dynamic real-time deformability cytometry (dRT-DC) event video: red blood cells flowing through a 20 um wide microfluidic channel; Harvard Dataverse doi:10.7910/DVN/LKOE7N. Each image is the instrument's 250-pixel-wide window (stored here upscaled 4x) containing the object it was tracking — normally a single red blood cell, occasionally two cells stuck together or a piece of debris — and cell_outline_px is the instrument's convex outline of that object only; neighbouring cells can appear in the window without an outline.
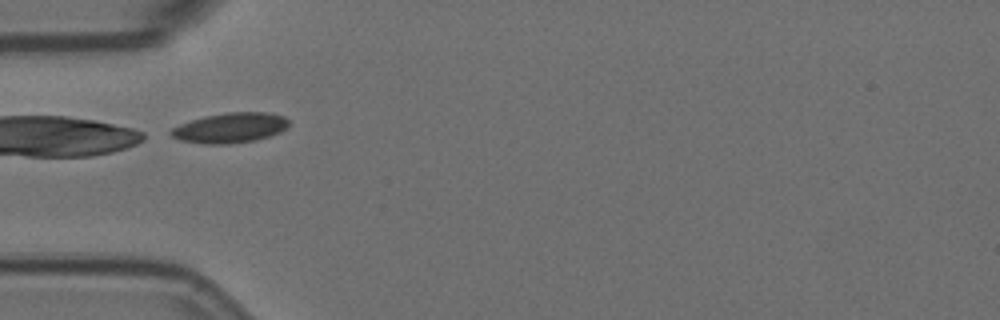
{"species": "Egyptian fruit bat (a non-hibernating species)", "species_latin": "Rousettus aegyptiacus", "temperature_condition": "room temperature", "stored_images_in_passage": 10, "camera_frame_rate_fps": 3000, "um_per_image_px": 0.085, "animal": {"sex": "female"}, "frame": {"image": 1, "passage_image": 5, "time_ms": 1.333, "image_size_px": [1000, 320], "cell_outline_px": [[288, 124], [280, 132], [256, 140], [228, 144], [208, 144], [180, 140], [172, 136], [168, 132], [172, 128], [180, 124], [204, 116], [228, 112], [268, 112], [284, 116], [288, 120]], "centroid_in_image_um": [19.55, 10.86], "position_along_channel_um": 65.4, "area_um2": 20.52}}
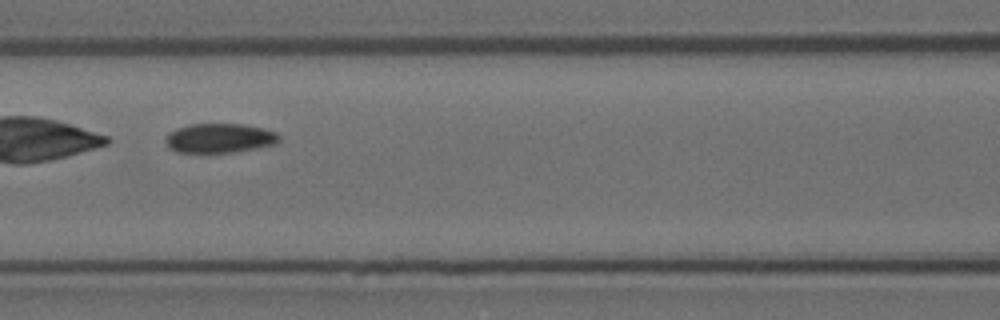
{"frame": {"image": 2, "passage_image": 7, "time_ms": 2.0, "image_size_px": [1000, 320], "cell_outline_px": [[280, 140], [276, 144], [256, 148], [232, 152], [176, 152], [168, 148], [164, 140], [168, 132], [176, 128], [188, 124], [244, 124], [264, 128], [276, 132], [280, 136]], "centroid_in_image_um": [18.64, 11.73], "position_along_channel_um": 148.0, "area_um2": 19.65}}
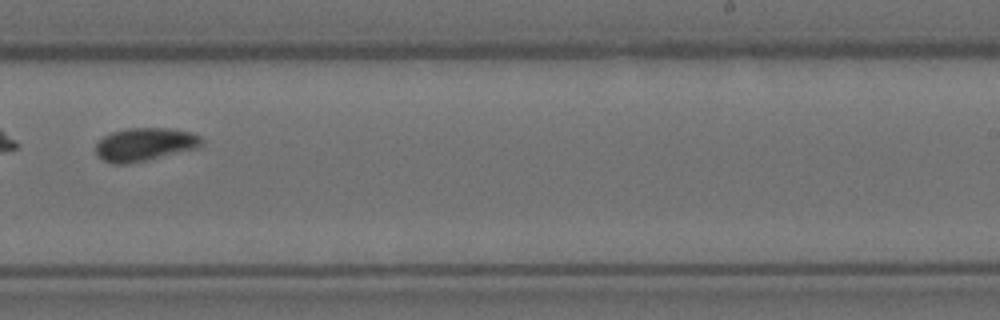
{"frame": {"image": 3, "passage_image": 10, "time_ms": 3.0, "image_size_px": [1000, 320], "cell_outline_px": [[200, 144], [196, 148], [144, 160], [124, 164], [112, 164], [96, 156], [96, 144], [104, 136], [112, 132], [128, 128], [168, 128], [192, 132], [200, 136]], "centroid_in_image_um": [12.25, 12.26], "position_along_channel_um": 276.8, "area_um2": 20.06}}